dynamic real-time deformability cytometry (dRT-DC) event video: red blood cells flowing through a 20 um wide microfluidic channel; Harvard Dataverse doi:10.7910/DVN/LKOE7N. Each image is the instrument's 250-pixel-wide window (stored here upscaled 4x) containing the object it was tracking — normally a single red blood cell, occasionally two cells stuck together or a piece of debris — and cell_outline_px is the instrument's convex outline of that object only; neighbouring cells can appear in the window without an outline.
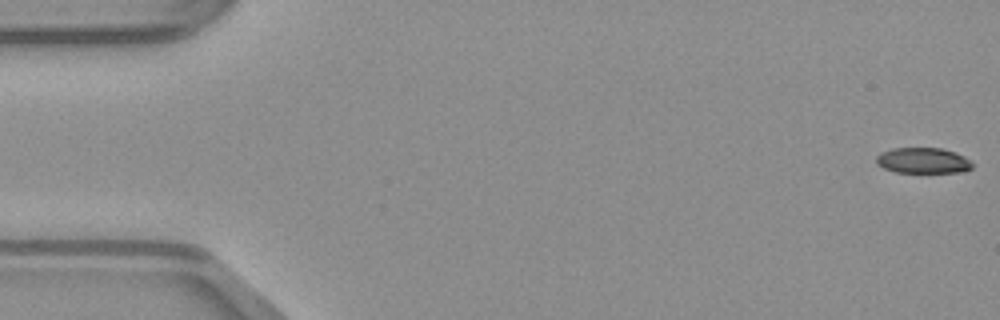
{"species": "common noctule bat (a hibernating species)", "species_latin": "Nyctalus noctula", "temperature_condition": "warm", "stored_images_in_passage": 49, "camera_frame_rate_fps": 3000, "um_per_image_px": 0.085, "animal": {"sex": "male", "body_mass_g": 23.1, "forearm_length_mm": 52.7}, "frame": {"image": 1, "passage_image": 1, "time_ms": 0.0, "image_size_px": [1000, 320], "cell_outline_px": [[972, 168], [964, 172], [896, 172], [884, 168], [876, 164], [876, 156], [880, 152], [892, 148], [940, 148], [956, 152], [972, 160]], "centroid_in_image_um": [78.46, 13.64], "position_along_channel_um": 6.5, "area_um2": 14.51}}
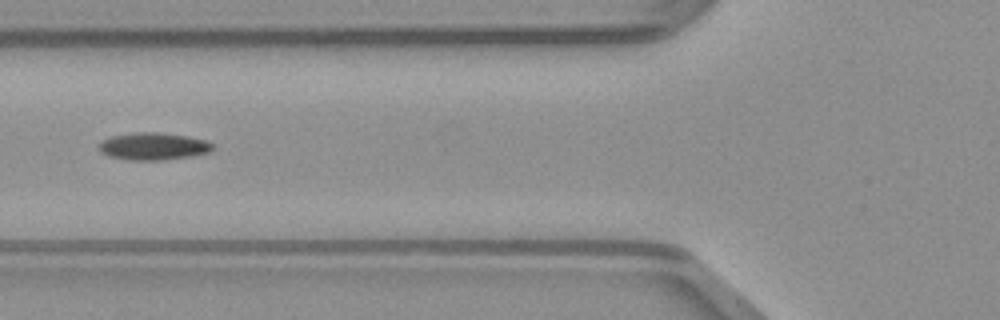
{"frame": {"image": 2, "passage_image": 19, "time_ms": 6.0, "image_size_px": [1000, 320], "cell_outline_px": [[216, 148], [212, 152], [192, 156], [160, 160], [128, 160], [108, 156], [100, 152], [96, 148], [104, 140], [112, 136], [136, 132], [160, 132], [188, 136], [208, 140]], "centroid_in_image_um": [13.08, 12.44], "position_along_channel_um": 112.7, "area_um2": 18.38}}
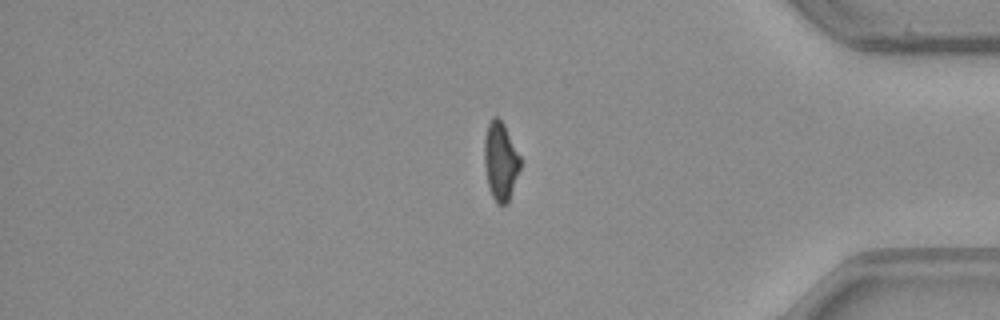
{"frame": {"image": 3, "passage_image": 41, "time_ms": 13.333, "image_size_px": [1000, 320], "cell_outline_px": [[520, 168], [508, 204], [496, 204], [492, 196], [488, 184], [484, 164], [484, 136], [488, 124], [492, 116], [496, 116], [504, 124], [520, 156]], "centroid_in_image_um": [42.53, 13.7], "position_along_channel_um": 392.7, "area_um2": 16.42}}